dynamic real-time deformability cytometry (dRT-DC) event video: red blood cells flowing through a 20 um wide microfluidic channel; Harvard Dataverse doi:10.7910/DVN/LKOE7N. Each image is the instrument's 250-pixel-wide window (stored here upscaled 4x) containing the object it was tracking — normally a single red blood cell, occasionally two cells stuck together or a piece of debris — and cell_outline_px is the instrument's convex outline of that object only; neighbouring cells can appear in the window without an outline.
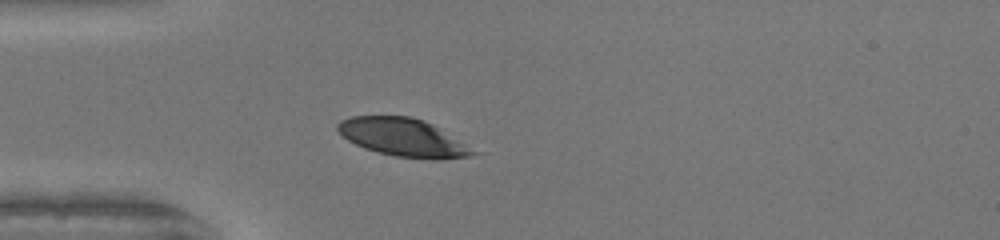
{"species": "human", "species_latin": "Homo sapiens", "temperature_condition": "warm", "stored_images_in_passage": 37, "camera_frame_rate_fps": 3000, "um_per_image_px": 0.085, "donor": {"sex": "female"}, "frame": {"image": 1, "passage_image": 1, "time_ms": 0.0, "image_size_px": [1000, 240], "cell_outline_px": [[480, 152], [472, 156], [436, 160], [396, 156], [364, 148], [348, 140], [336, 128], [336, 124], [340, 120], [352, 116], [408, 116], [424, 120], [432, 124]], "centroid_in_image_um": [34.28, 11.68], "position_along_channel_um": 50.7, "area_um2": 29.82}}
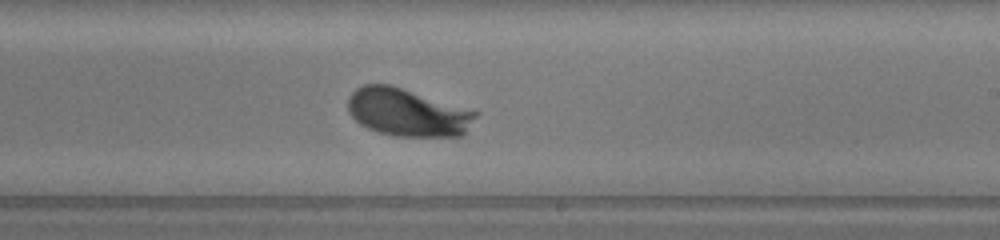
{"frame": {"image": 2, "passage_image": 17, "time_ms": 5.333, "image_size_px": [1000, 240], "cell_outline_px": [[480, 112], [464, 136], [396, 136], [376, 132], [360, 124], [348, 112], [348, 96], [356, 88], [364, 84], [392, 84]], "centroid_in_image_um": [34.65, 9.55], "position_along_channel_um": 254.3, "area_um2": 35.95}}
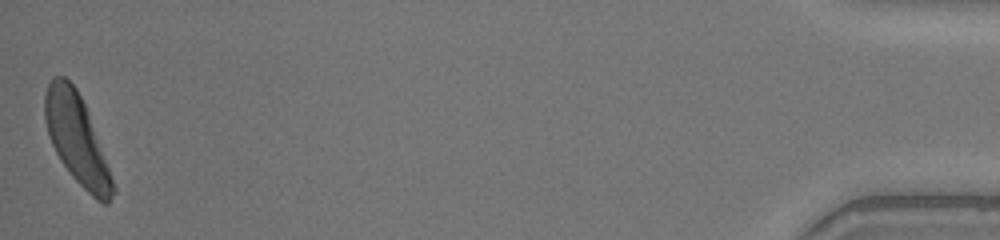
{"frame": {"image": 3, "passage_image": 37, "time_ms": 12.0, "image_size_px": [1000, 240], "cell_outline_px": [[116, 192], [108, 204], [104, 204], [96, 200], [72, 176], [60, 160], [52, 144], [44, 120], [44, 96], [48, 84], [52, 76], [64, 76], [76, 88], [88, 112], [116, 188]], "centroid_in_image_um": [6.52, 11.83], "position_along_channel_um": 428.7, "area_um2": 34.97}, "authors_computed_cell_mechanics": {"area_um2": 34.3332, "velocity_mm_per_s": 4.0762, "shape_relaxation_time_tau1_ms": 1.8803, "shape_relaxation_time_tau2_ms": null, "deformation_change_tau1": 0.1434, "deformation_change_tau2": null}}